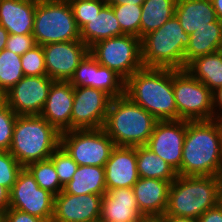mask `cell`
<instances>
[{
  "instance_id": "cell-1",
  "label": "cell",
  "mask_w": 222,
  "mask_h": 222,
  "mask_svg": "<svg viewBox=\"0 0 222 222\" xmlns=\"http://www.w3.org/2000/svg\"><path fill=\"white\" fill-rule=\"evenodd\" d=\"M181 176H222L219 119L186 120Z\"/></svg>"
},
{
  "instance_id": "cell-2",
  "label": "cell",
  "mask_w": 222,
  "mask_h": 222,
  "mask_svg": "<svg viewBox=\"0 0 222 222\" xmlns=\"http://www.w3.org/2000/svg\"><path fill=\"white\" fill-rule=\"evenodd\" d=\"M125 95L158 121L177 120L173 69L143 67L125 81Z\"/></svg>"
},
{
  "instance_id": "cell-3",
  "label": "cell",
  "mask_w": 222,
  "mask_h": 222,
  "mask_svg": "<svg viewBox=\"0 0 222 222\" xmlns=\"http://www.w3.org/2000/svg\"><path fill=\"white\" fill-rule=\"evenodd\" d=\"M222 176H181L170 184L164 215L198 219L221 201Z\"/></svg>"
},
{
  "instance_id": "cell-4",
  "label": "cell",
  "mask_w": 222,
  "mask_h": 222,
  "mask_svg": "<svg viewBox=\"0 0 222 222\" xmlns=\"http://www.w3.org/2000/svg\"><path fill=\"white\" fill-rule=\"evenodd\" d=\"M158 120L125 94L111 99L103 129L115 146L146 145Z\"/></svg>"
},
{
  "instance_id": "cell-5",
  "label": "cell",
  "mask_w": 222,
  "mask_h": 222,
  "mask_svg": "<svg viewBox=\"0 0 222 222\" xmlns=\"http://www.w3.org/2000/svg\"><path fill=\"white\" fill-rule=\"evenodd\" d=\"M61 133L40 115L17 116L9 152L26 167L50 158L60 146Z\"/></svg>"
},
{
  "instance_id": "cell-6",
  "label": "cell",
  "mask_w": 222,
  "mask_h": 222,
  "mask_svg": "<svg viewBox=\"0 0 222 222\" xmlns=\"http://www.w3.org/2000/svg\"><path fill=\"white\" fill-rule=\"evenodd\" d=\"M190 35L184 32L174 15L157 30L141 38V56L144 68L184 69V53Z\"/></svg>"
},
{
  "instance_id": "cell-7",
  "label": "cell",
  "mask_w": 222,
  "mask_h": 222,
  "mask_svg": "<svg viewBox=\"0 0 222 222\" xmlns=\"http://www.w3.org/2000/svg\"><path fill=\"white\" fill-rule=\"evenodd\" d=\"M37 45L80 39V29L68 0H38L32 31Z\"/></svg>"
},
{
  "instance_id": "cell-8",
  "label": "cell",
  "mask_w": 222,
  "mask_h": 222,
  "mask_svg": "<svg viewBox=\"0 0 222 222\" xmlns=\"http://www.w3.org/2000/svg\"><path fill=\"white\" fill-rule=\"evenodd\" d=\"M89 53L99 65L114 70L125 81L143 68L141 39L134 35L124 34L98 41L89 48Z\"/></svg>"
},
{
  "instance_id": "cell-9",
  "label": "cell",
  "mask_w": 222,
  "mask_h": 222,
  "mask_svg": "<svg viewBox=\"0 0 222 222\" xmlns=\"http://www.w3.org/2000/svg\"><path fill=\"white\" fill-rule=\"evenodd\" d=\"M173 93L177 120L214 119L212 91L186 69L173 70Z\"/></svg>"
},
{
  "instance_id": "cell-10",
  "label": "cell",
  "mask_w": 222,
  "mask_h": 222,
  "mask_svg": "<svg viewBox=\"0 0 222 222\" xmlns=\"http://www.w3.org/2000/svg\"><path fill=\"white\" fill-rule=\"evenodd\" d=\"M60 146L78 166L104 167L115 144L102 127L62 132Z\"/></svg>"
},
{
  "instance_id": "cell-11",
  "label": "cell",
  "mask_w": 222,
  "mask_h": 222,
  "mask_svg": "<svg viewBox=\"0 0 222 222\" xmlns=\"http://www.w3.org/2000/svg\"><path fill=\"white\" fill-rule=\"evenodd\" d=\"M55 196L39 187L30 171L23 167L10 191L9 208L26 212L51 222Z\"/></svg>"
},
{
  "instance_id": "cell-12",
  "label": "cell",
  "mask_w": 222,
  "mask_h": 222,
  "mask_svg": "<svg viewBox=\"0 0 222 222\" xmlns=\"http://www.w3.org/2000/svg\"><path fill=\"white\" fill-rule=\"evenodd\" d=\"M111 97L93 87H74L71 130L98 129L105 124Z\"/></svg>"
},
{
  "instance_id": "cell-13",
  "label": "cell",
  "mask_w": 222,
  "mask_h": 222,
  "mask_svg": "<svg viewBox=\"0 0 222 222\" xmlns=\"http://www.w3.org/2000/svg\"><path fill=\"white\" fill-rule=\"evenodd\" d=\"M52 80L47 75L24 76L3 95V101L18 115H40Z\"/></svg>"
},
{
  "instance_id": "cell-14",
  "label": "cell",
  "mask_w": 222,
  "mask_h": 222,
  "mask_svg": "<svg viewBox=\"0 0 222 222\" xmlns=\"http://www.w3.org/2000/svg\"><path fill=\"white\" fill-rule=\"evenodd\" d=\"M42 47L47 76L54 81H70L89 53V47L82 40L49 43Z\"/></svg>"
},
{
  "instance_id": "cell-15",
  "label": "cell",
  "mask_w": 222,
  "mask_h": 222,
  "mask_svg": "<svg viewBox=\"0 0 222 222\" xmlns=\"http://www.w3.org/2000/svg\"><path fill=\"white\" fill-rule=\"evenodd\" d=\"M186 120L158 121L146 144L177 172L181 168Z\"/></svg>"
},
{
  "instance_id": "cell-16",
  "label": "cell",
  "mask_w": 222,
  "mask_h": 222,
  "mask_svg": "<svg viewBox=\"0 0 222 222\" xmlns=\"http://www.w3.org/2000/svg\"><path fill=\"white\" fill-rule=\"evenodd\" d=\"M102 195H74L61 191L54 198L51 222H99Z\"/></svg>"
},
{
  "instance_id": "cell-17",
  "label": "cell",
  "mask_w": 222,
  "mask_h": 222,
  "mask_svg": "<svg viewBox=\"0 0 222 222\" xmlns=\"http://www.w3.org/2000/svg\"><path fill=\"white\" fill-rule=\"evenodd\" d=\"M104 169L106 191L115 188H132L139 179L137 146H115Z\"/></svg>"
},
{
  "instance_id": "cell-18",
  "label": "cell",
  "mask_w": 222,
  "mask_h": 222,
  "mask_svg": "<svg viewBox=\"0 0 222 222\" xmlns=\"http://www.w3.org/2000/svg\"><path fill=\"white\" fill-rule=\"evenodd\" d=\"M74 86L69 81H53L40 114L60 133L71 130Z\"/></svg>"
},
{
  "instance_id": "cell-19",
  "label": "cell",
  "mask_w": 222,
  "mask_h": 222,
  "mask_svg": "<svg viewBox=\"0 0 222 222\" xmlns=\"http://www.w3.org/2000/svg\"><path fill=\"white\" fill-rule=\"evenodd\" d=\"M169 181L140 178L132 187L139 212L145 218L161 217L168 204Z\"/></svg>"
},
{
  "instance_id": "cell-20",
  "label": "cell",
  "mask_w": 222,
  "mask_h": 222,
  "mask_svg": "<svg viewBox=\"0 0 222 222\" xmlns=\"http://www.w3.org/2000/svg\"><path fill=\"white\" fill-rule=\"evenodd\" d=\"M132 188L109 189L101 200L99 221H143Z\"/></svg>"
},
{
  "instance_id": "cell-21",
  "label": "cell",
  "mask_w": 222,
  "mask_h": 222,
  "mask_svg": "<svg viewBox=\"0 0 222 222\" xmlns=\"http://www.w3.org/2000/svg\"><path fill=\"white\" fill-rule=\"evenodd\" d=\"M38 0H0V25L9 34H32Z\"/></svg>"
},
{
  "instance_id": "cell-22",
  "label": "cell",
  "mask_w": 222,
  "mask_h": 222,
  "mask_svg": "<svg viewBox=\"0 0 222 222\" xmlns=\"http://www.w3.org/2000/svg\"><path fill=\"white\" fill-rule=\"evenodd\" d=\"M175 16L189 35L217 20L211 0H177Z\"/></svg>"
},
{
  "instance_id": "cell-23",
  "label": "cell",
  "mask_w": 222,
  "mask_h": 222,
  "mask_svg": "<svg viewBox=\"0 0 222 222\" xmlns=\"http://www.w3.org/2000/svg\"><path fill=\"white\" fill-rule=\"evenodd\" d=\"M121 35L124 33L121 31L112 6L108 4L80 29V39L89 48L98 41Z\"/></svg>"
},
{
  "instance_id": "cell-24",
  "label": "cell",
  "mask_w": 222,
  "mask_h": 222,
  "mask_svg": "<svg viewBox=\"0 0 222 222\" xmlns=\"http://www.w3.org/2000/svg\"><path fill=\"white\" fill-rule=\"evenodd\" d=\"M222 45V22L217 19L190 34V43L184 53V69L194 59L220 50Z\"/></svg>"
},
{
  "instance_id": "cell-25",
  "label": "cell",
  "mask_w": 222,
  "mask_h": 222,
  "mask_svg": "<svg viewBox=\"0 0 222 222\" xmlns=\"http://www.w3.org/2000/svg\"><path fill=\"white\" fill-rule=\"evenodd\" d=\"M63 192L74 195L97 194L103 196L107 192L104 167L78 166L72 180L64 186Z\"/></svg>"
},
{
  "instance_id": "cell-26",
  "label": "cell",
  "mask_w": 222,
  "mask_h": 222,
  "mask_svg": "<svg viewBox=\"0 0 222 222\" xmlns=\"http://www.w3.org/2000/svg\"><path fill=\"white\" fill-rule=\"evenodd\" d=\"M185 69L212 92L222 86V54L220 51L192 60Z\"/></svg>"
},
{
  "instance_id": "cell-27",
  "label": "cell",
  "mask_w": 222,
  "mask_h": 222,
  "mask_svg": "<svg viewBox=\"0 0 222 222\" xmlns=\"http://www.w3.org/2000/svg\"><path fill=\"white\" fill-rule=\"evenodd\" d=\"M137 172L140 178H153L172 183L177 172L146 145L137 146Z\"/></svg>"
},
{
  "instance_id": "cell-28",
  "label": "cell",
  "mask_w": 222,
  "mask_h": 222,
  "mask_svg": "<svg viewBox=\"0 0 222 222\" xmlns=\"http://www.w3.org/2000/svg\"><path fill=\"white\" fill-rule=\"evenodd\" d=\"M176 3L177 0H145L141 5L140 39L172 18Z\"/></svg>"
},
{
  "instance_id": "cell-29",
  "label": "cell",
  "mask_w": 222,
  "mask_h": 222,
  "mask_svg": "<svg viewBox=\"0 0 222 222\" xmlns=\"http://www.w3.org/2000/svg\"><path fill=\"white\" fill-rule=\"evenodd\" d=\"M23 77L21 55L3 49L0 52V93L4 95Z\"/></svg>"
},
{
  "instance_id": "cell-30",
  "label": "cell",
  "mask_w": 222,
  "mask_h": 222,
  "mask_svg": "<svg viewBox=\"0 0 222 222\" xmlns=\"http://www.w3.org/2000/svg\"><path fill=\"white\" fill-rule=\"evenodd\" d=\"M26 168L34 176L39 187L48 190L54 196L63 191L56 169L50 159L29 163Z\"/></svg>"
},
{
  "instance_id": "cell-31",
  "label": "cell",
  "mask_w": 222,
  "mask_h": 222,
  "mask_svg": "<svg viewBox=\"0 0 222 222\" xmlns=\"http://www.w3.org/2000/svg\"><path fill=\"white\" fill-rule=\"evenodd\" d=\"M92 87L104 91L112 99L125 94V80L114 70L102 65L96 67Z\"/></svg>"
},
{
  "instance_id": "cell-32",
  "label": "cell",
  "mask_w": 222,
  "mask_h": 222,
  "mask_svg": "<svg viewBox=\"0 0 222 222\" xmlns=\"http://www.w3.org/2000/svg\"><path fill=\"white\" fill-rule=\"evenodd\" d=\"M124 34L140 38L142 6L134 4L111 5Z\"/></svg>"
},
{
  "instance_id": "cell-33",
  "label": "cell",
  "mask_w": 222,
  "mask_h": 222,
  "mask_svg": "<svg viewBox=\"0 0 222 222\" xmlns=\"http://www.w3.org/2000/svg\"><path fill=\"white\" fill-rule=\"evenodd\" d=\"M49 159L53 162L59 181L64 187L72 180L74 173L77 171L78 164L61 146L52 153Z\"/></svg>"
},
{
  "instance_id": "cell-34",
  "label": "cell",
  "mask_w": 222,
  "mask_h": 222,
  "mask_svg": "<svg viewBox=\"0 0 222 222\" xmlns=\"http://www.w3.org/2000/svg\"><path fill=\"white\" fill-rule=\"evenodd\" d=\"M24 76L47 75L43 47L36 45L21 55Z\"/></svg>"
},
{
  "instance_id": "cell-35",
  "label": "cell",
  "mask_w": 222,
  "mask_h": 222,
  "mask_svg": "<svg viewBox=\"0 0 222 222\" xmlns=\"http://www.w3.org/2000/svg\"><path fill=\"white\" fill-rule=\"evenodd\" d=\"M23 166L6 150H0V185L11 191Z\"/></svg>"
},
{
  "instance_id": "cell-36",
  "label": "cell",
  "mask_w": 222,
  "mask_h": 222,
  "mask_svg": "<svg viewBox=\"0 0 222 222\" xmlns=\"http://www.w3.org/2000/svg\"><path fill=\"white\" fill-rule=\"evenodd\" d=\"M68 2L70 3L79 29L88 23L96 14H99L101 9L107 4L105 0H68Z\"/></svg>"
},
{
  "instance_id": "cell-37",
  "label": "cell",
  "mask_w": 222,
  "mask_h": 222,
  "mask_svg": "<svg viewBox=\"0 0 222 222\" xmlns=\"http://www.w3.org/2000/svg\"><path fill=\"white\" fill-rule=\"evenodd\" d=\"M17 114L4 102H0V150L9 151Z\"/></svg>"
},
{
  "instance_id": "cell-38",
  "label": "cell",
  "mask_w": 222,
  "mask_h": 222,
  "mask_svg": "<svg viewBox=\"0 0 222 222\" xmlns=\"http://www.w3.org/2000/svg\"><path fill=\"white\" fill-rule=\"evenodd\" d=\"M98 65L95 58L88 53L75 69L69 82L74 87H92L94 72Z\"/></svg>"
},
{
  "instance_id": "cell-39",
  "label": "cell",
  "mask_w": 222,
  "mask_h": 222,
  "mask_svg": "<svg viewBox=\"0 0 222 222\" xmlns=\"http://www.w3.org/2000/svg\"><path fill=\"white\" fill-rule=\"evenodd\" d=\"M34 36L32 34H9L6 41V48L18 55H23L26 51L36 46Z\"/></svg>"
},
{
  "instance_id": "cell-40",
  "label": "cell",
  "mask_w": 222,
  "mask_h": 222,
  "mask_svg": "<svg viewBox=\"0 0 222 222\" xmlns=\"http://www.w3.org/2000/svg\"><path fill=\"white\" fill-rule=\"evenodd\" d=\"M2 222H45L43 219L22 212L17 209L8 208L2 215Z\"/></svg>"
},
{
  "instance_id": "cell-41",
  "label": "cell",
  "mask_w": 222,
  "mask_h": 222,
  "mask_svg": "<svg viewBox=\"0 0 222 222\" xmlns=\"http://www.w3.org/2000/svg\"><path fill=\"white\" fill-rule=\"evenodd\" d=\"M197 220L198 222H222V203L219 202L216 206L207 210Z\"/></svg>"
},
{
  "instance_id": "cell-42",
  "label": "cell",
  "mask_w": 222,
  "mask_h": 222,
  "mask_svg": "<svg viewBox=\"0 0 222 222\" xmlns=\"http://www.w3.org/2000/svg\"><path fill=\"white\" fill-rule=\"evenodd\" d=\"M214 119H222V86L212 92Z\"/></svg>"
},
{
  "instance_id": "cell-43",
  "label": "cell",
  "mask_w": 222,
  "mask_h": 222,
  "mask_svg": "<svg viewBox=\"0 0 222 222\" xmlns=\"http://www.w3.org/2000/svg\"><path fill=\"white\" fill-rule=\"evenodd\" d=\"M10 206V191L0 185V215H2Z\"/></svg>"
},
{
  "instance_id": "cell-44",
  "label": "cell",
  "mask_w": 222,
  "mask_h": 222,
  "mask_svg": "<svg viewBox=\"0 0 222 222\" xmlns=\"http://www.w3.org/2000/svg\"><path fill=\"white\" fill-rule=\"evenodd\" d=\"M164 222H198L196 218L163 215L160 217Z\"/></svg>"
},
{
  "instance_id": "cell-45",
  "label": "cell",
  "mask_w": 222,
  "mask_h": 222,
  "mask_svg": "<svg viewBox=\"0 0 222 222\" xmlns=\"http://www.w3.org/2000/svg\"><path fill=\"white\" fill-rule=\"evenodd\" d=\"M145 0H105L108 5L134 4L142 5Z\"/></svg>"
},
{
  "instance_id": "cell-46",
  "label": "cell",
  "mask_w": 222,
  "mask_h": 222,
  "mask_svg": "<svg viewBox=\"0 0 222 222\" xmlns=\"http://www.w3.org/2000/svg\"><path fill=\"white\" fill-rule=\"evenodd\" d=\"M8 31L0 25V52L6 48V41L8 39Z\"/></svg>"
},
{
  "instance_id": "cell-47",
  "label": "cell",
  "mask_w": 222,
  "mask_h": 222,
  "mask_svg": "<svg viewBox=\"0 0 222 222\" xmlns=\"http://www.w3.org/2000/svg\"><path fill=\"white\" fill-rule=\"evenodd\" d=\"M217 19L222 22V0H211Z\"/></svg>"
},
{
  "instance_id": "cell-48",
  "label": "cell",
  "mask_w": 222,
  "mask_h": 222,
  "mask_svg": "<svg viewBox=\"0 0 222 222\" xmlns=\"http://www.w3.org/2000/svg\"><path fill=\"white\" fill-rule=\"evenodd\" d=\"M142 222H164L160 217L144 218Z\"/></svg>"
},
{
  "instance_id": "cell-49",
  "label": "cell",
  "mask_w": 222,
  "mask_h": 222,
  "mask_svg": "<svg viewBox=\"0 0 222 222\" xmlns=\"http://www.w3.org/2000/svg\"><path fill=\"white\" fill-rule=\"evenodd\" d=\"M219 129H220V135H221V150H222V119H219Z\"/></svg>"
},
{
  "instance_id": "cell-50",
  "label": "cell",
  "mask_w": 222,
  "mask_h": 222,
  "mask_svg": "<svg viewBox=\"0 0 222 222\" xmlns=\"http://www.w3.org/2000/svg\"><path fill=\"white\" fill-rule=\"evenodd\" d=\"M99 222H142V221H99Z\"/></svg>"
},
{
  "instance_id": "cell-51",
  "label": "cell",
  "mask_w": 222,
  "mask_h": 222,
  "mask_svg": "<svg viewBox=\"0 0 222 222\" xmlns=\"http://www.w3.org/2000/svg\"><path fill=\"white\" fill-rule=\"evenodd\" d=\"M3 101V95L0 93V102Z\"/></svg>"
}]
</instances>
